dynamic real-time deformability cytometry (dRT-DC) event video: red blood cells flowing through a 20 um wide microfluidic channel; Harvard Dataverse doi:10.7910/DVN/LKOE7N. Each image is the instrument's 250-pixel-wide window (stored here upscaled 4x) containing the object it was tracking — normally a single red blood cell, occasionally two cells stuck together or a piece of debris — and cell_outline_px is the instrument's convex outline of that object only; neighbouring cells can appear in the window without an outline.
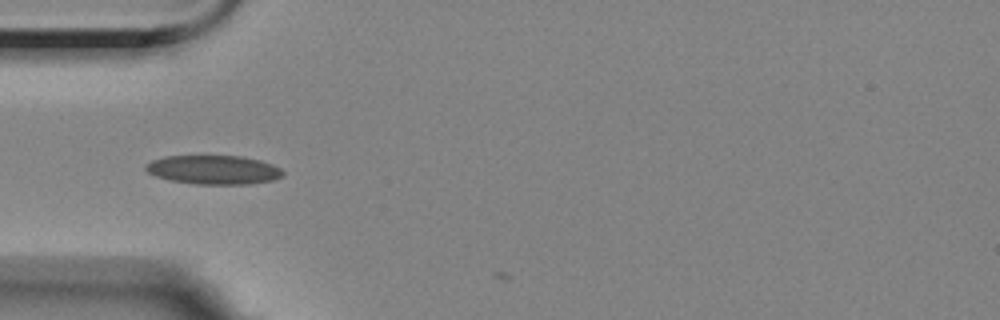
{"species": "Egyptian fruit bat (a non-hibernating species)", "species_latin": "Rousettus aegyptiacus", "temperature_condition": "room temperature", "stored_images_in_passage": 3, "camera_frame_rate_fps": 3000, "um_per_image_px": 0.085, "animal": {"sex": "female"}, "frame": {"image": 1, "passage_image": 2, "time_ms": 0.333, "image_size_px": [1000, 320], "cell_outline_px": [[284, 176], [272, 180], [252, 184], [196, 184], [172, 180], [156, 176], [148, 172], [144, 168], [144, 164], [152, 160], [164, 156], [240, 156], [260, 160], [272, 164], [280, 168], [284, 172]], "centroid_in_image_um": [18.16, 14.43], "position_along_channel_um": 66.8, "area_um2": 23.18}}